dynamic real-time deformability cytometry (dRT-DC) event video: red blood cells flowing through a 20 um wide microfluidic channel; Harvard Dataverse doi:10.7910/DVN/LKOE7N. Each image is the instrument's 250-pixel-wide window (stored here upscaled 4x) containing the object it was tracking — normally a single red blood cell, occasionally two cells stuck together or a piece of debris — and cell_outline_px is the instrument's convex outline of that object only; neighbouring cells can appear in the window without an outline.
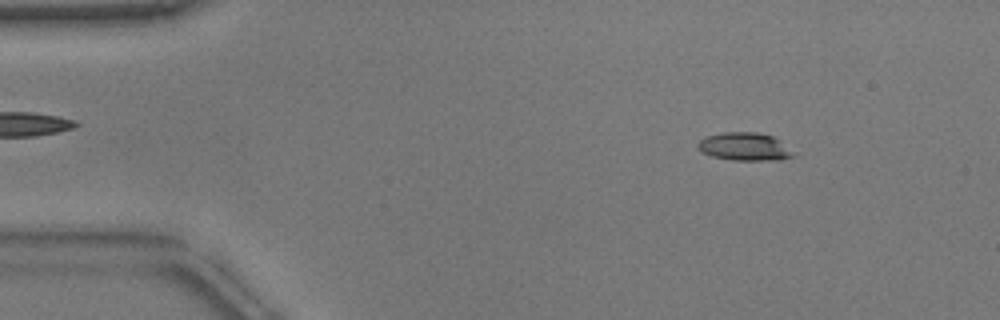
{"species": "common noctule bat (a hibernating species)", "species_latin": "Nyctalus noctula", "temperature_condition": "warm", "stored_images_in_passage": 52, "camera_frame_rate_fps": 3000, "um_per_image_px": 0.085, "animal": {"sex": "male", "body_mass_g": 17.9}, "frame": {"image": 1, "passage_image": 6, "time_ms": 1.667, "image_size_px": [1000, 320], "cell_outline_px": [[796, 156], [780, 160], [732, 160], [712, 156], [704, 152], [696, 144], [700, 140], [708, 136], [724, 132], [756, 132], [772, 136], [796, 152]], "centroid_in_image_um": [63.35, 12.47], "position_along_channel_um": 21.6, "area_um2": 15.49}}
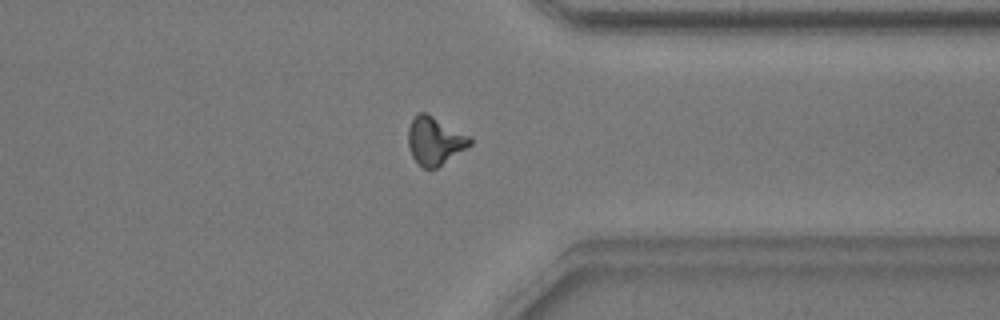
{"frame": {"image": 2, "passage_image": 40, "time_ms": 13.0, "image_size_px": [1000, 320], "cell_outline_px": [[472, 144], [436, 168], [424, 168], [412, 156], [408, 144], [408, 128], [416, 112], [424, 112], [432, 116], [468, 136], [472, 140]], "centroid_in_image_um": [36.92, 11.96], "position_along_channel_um": 374.5, "area_um2": 16.76}}
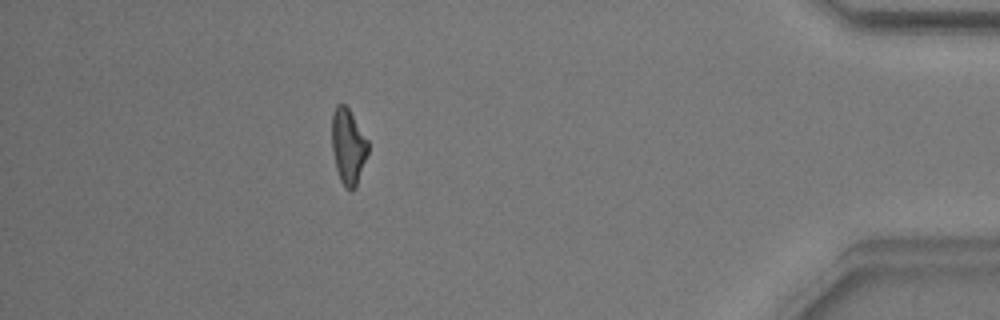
{"frame": {"image": 3, "passage_image": 46, "time_ms": 15.0, "image_size_px": [1000, 320], "cell_outline_px": [[368, 152], [356, 188], [352, 192], [344, 188], [340, 180], [336, 168], [332, 148], [332, 112], [336, 104], [344, 104], [348, 108], [368, 140]], "centroid_in_image_um": [29.59, 12.48], "position_along_channel_um": 405.6, "area_um2": 16.01}, "authors_computed_cell_mechanics": {"area_um2": 16.184, "velocity_mm_per_s": 3.8272, "shape_relaxation_time_tau1_ms": null, "shape_relaxation_time_tau2_ms": 2.7335, "deformation_change_tau1": null, "deformation_change_tau2": 0.1157}}